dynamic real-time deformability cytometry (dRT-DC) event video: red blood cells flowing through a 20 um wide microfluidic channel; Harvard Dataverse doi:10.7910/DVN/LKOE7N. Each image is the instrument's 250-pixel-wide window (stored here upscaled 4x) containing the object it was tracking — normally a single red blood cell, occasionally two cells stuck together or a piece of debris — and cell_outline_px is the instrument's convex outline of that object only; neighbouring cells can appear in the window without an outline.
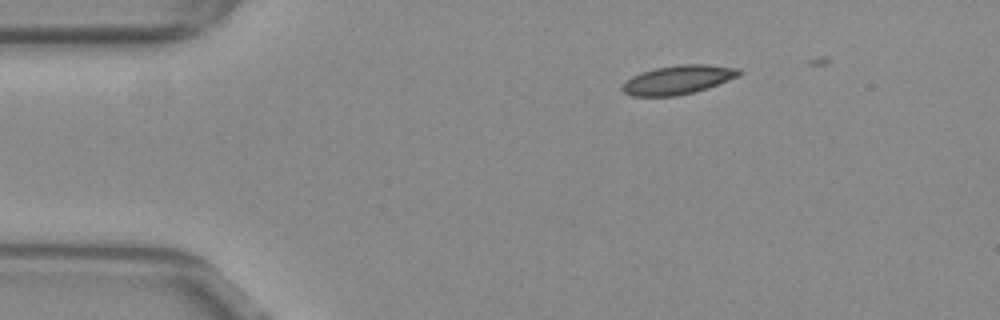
{"species": "common noctule bat (a hibernating species)", "species_latin": "Nyctalus noctula", "temperature_condition": "warm", "stored_images_in_passage": 12, "camera_frame_rate_fps": 3000, "um_per_image_px": 0.085, "animal": {"sex": "female", "body_mass_g": 29.2, "forearm_length_mm": 56.3}, "frame": {"image": 1, "passage_image": 1, "time_ms": 0.0, "image_size_px": [1000, 320], "cell_outline_px": [[740, 76], [708, 88], [676, 96], [632, 96], [624, 92], [620, 88], [632, 76], [640, 72], [656, 68], [680, 64], [708, 64], [740, 68]], "centroid_in_image_um": [57.66, 6.77], "position_along_channel_um": 27.3, "area_um2": 19.65}}
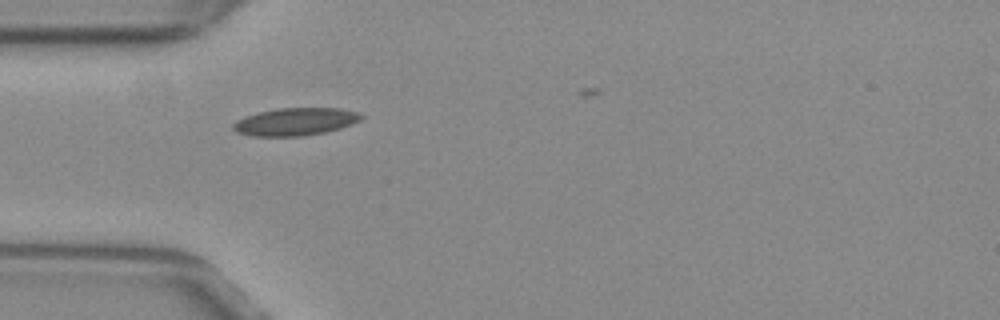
{"frame": {"image": 2, "passage_image": 8, "time_ms": 2.333, "image_size_px": [1000, 320], "cell_outline_px": [[364, 116], [360, 120], [352, 124], [340, 128], [324, 132], [300, 136], [252, 136], [236, 132], [232, 128], [232, 124], [236, 120], [244, 116], [256, 112], [276, 108], [340, 108], [360, 112]], "centroid_in_image_um": [25.08, 10.33], "position_along_channel_um": 59.9, "area_um2": 20.81}}
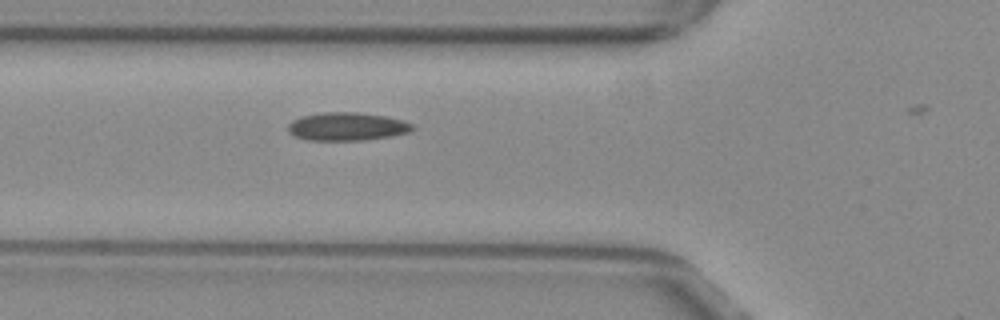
{"frame": {"image": 3, "passage_image": 11, "time_ms": 3.333, "image_size_px": [1000, 320], "cell_outline_px": [[416, 128], [412, 132], [392, 136], [364, 140], [308, 140], [292, 136], [288, 132], [288, 124], [292, 120], [300, 116], [324, 112], [356, 112], [384, 116], [404, 120], [412, 124]], "centroid_in_image_um": [29.5, 10.76], "position_along_channel_um": 96.3, "area_um2": 20.69}}